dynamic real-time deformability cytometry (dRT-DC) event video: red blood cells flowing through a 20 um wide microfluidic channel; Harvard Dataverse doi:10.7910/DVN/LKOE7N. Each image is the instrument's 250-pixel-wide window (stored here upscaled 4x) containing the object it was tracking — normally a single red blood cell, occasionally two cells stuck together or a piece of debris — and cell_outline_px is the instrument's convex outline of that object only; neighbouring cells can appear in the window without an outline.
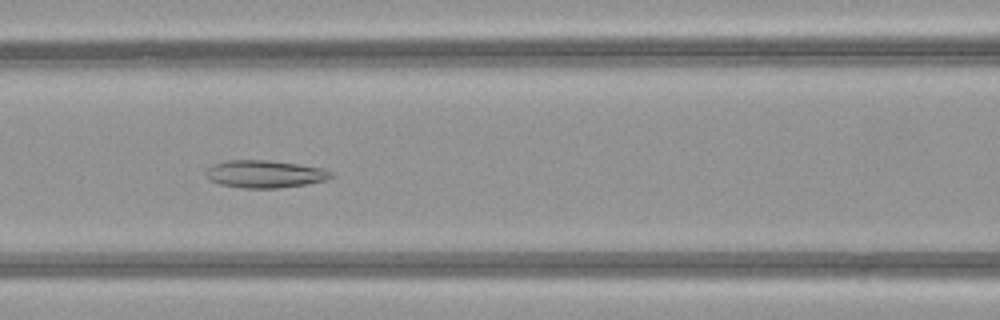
{"species": "common noctule bat (a hibernating species)", "species_latin": "Nyctalus noctula", "temperature_condition": "warm", "stored_images_in_passage": 51, "camera_frame_rate_fps": 3000, "um_per_image_px": 0.085, "animal": {"sex": "female", "body_mass_g": 21.9}, "frame": {"image": 1, "passage_image": 23, "time_ms": 7.333, "image_size_px": [1000, 320], "cell_outline_px": [[336, 176], [324, 180], [308, 184], [280, 188], [240, 188], [220, 184], [208, 180], [204, 176], [204, 172], [212, 164], [224, 160], [268, 160], [324, 168], [332, 172]], "centroid_in_image_um": [22.47, 14.79], "position_along_channel_um": 144.1, "area_um2": 20.4}}
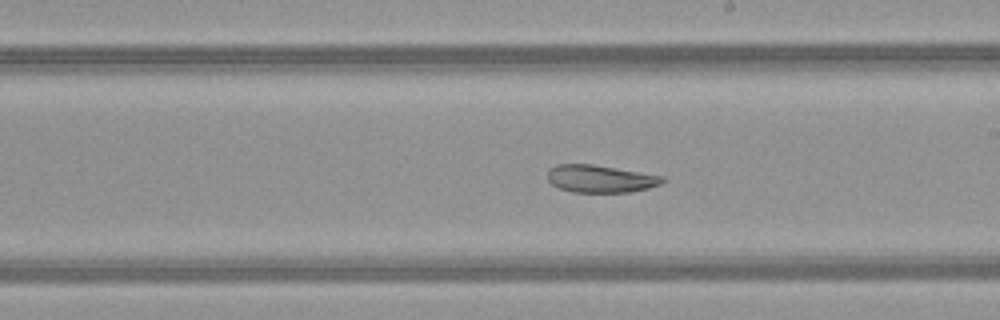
{"frame": {"image": 2, "passage_image": 30, "time_ms": 9.667, "image_size_px": [1000, 320], "cell_outline_px": [[668, 180], [660, 184], [648, 188], [632, 192], [572, 192], [560, 188], [552, 184], [548, 180], [548, 168], [556, 164], [592, 164], [664, 176]], "centroid_in_image_um": [51.04, 15.19], "position_along_channel_um": 238.0, "area_um2": 18.5}}
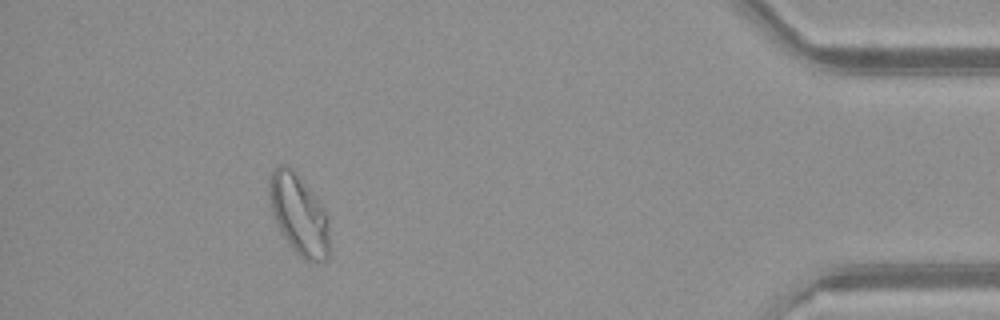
{"frame": {"image": 3, "passage_image": 47, "time_ms": 15.333, "image_size_px": [1000, 320], "cell_outline_px": [[328, 260], [304, 260], [288, 244], [272, 212], [268, 192], [268, 184], [272, 172], [280, 164], [284, 164], [320, 200], [328, 216]], "centroid_in_image_um": [25.41, 18.26], "position_along_channel_um": 409.8, "area_um2": 27.46}}